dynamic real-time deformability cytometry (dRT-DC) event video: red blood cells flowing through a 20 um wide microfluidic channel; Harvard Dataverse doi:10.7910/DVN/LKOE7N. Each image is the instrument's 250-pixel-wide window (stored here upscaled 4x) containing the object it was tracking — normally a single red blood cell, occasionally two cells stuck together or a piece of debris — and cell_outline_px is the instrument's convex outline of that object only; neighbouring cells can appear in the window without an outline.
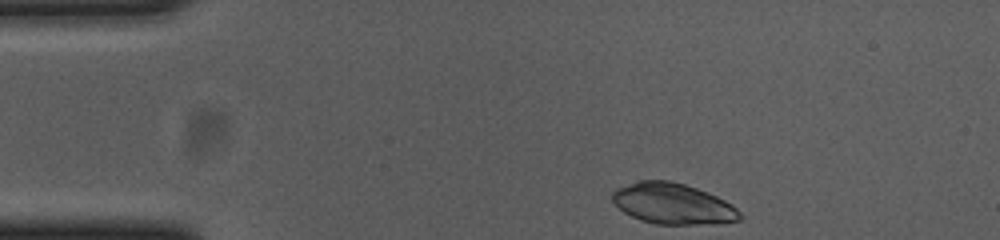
{"species": "common noctule bat (a hibernating species)", "species_latin": "Nyctalus noctula", "temperature_condition": "cold", "stored_images_in_passage": 38, "camera_frame_rate_fps": 3000, "um_per_image_px": 0.085, "animal": {"sex": "female", "body_mass_g": 23.0, "forearm_length_mm": 53.4}, "frame": {"image": 1, "passage_image": 1, "time_ms": 0.0, "image_size_px": [1000, 240], "cell_outline_px": [[744, 216], [740, 220], [720, 224], [656, 224], [640, 220], [624, 212], [612, 200], [612, 192], [616, 188], [640, 180], [668, 180], [684, 184], [696, 188], [716, 196], [732, 204]], "centroid_in_image_um": [57.22, 17.32], "position_along_channel_um": 27.8, "area_um2": 30.4}}
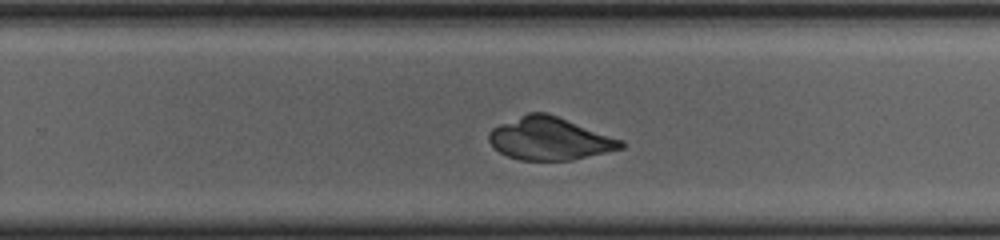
{"frame": {"image": 2, "passage_image": 27, "time_ms": 8.667, "image_size_px": [1000, 240], "cell_outline_px": [[624, 148], [572, 160], [520, 160], [508, 156], [500, 152], [488, 140], [488, 132], [492, 128], [500, 124], [528, 112], [548, 112], [624, 140]], "centroid_in_image_um": [46.74, 11.77], "position_along_channel_um": 283.1, "area_um2": 32.95}}